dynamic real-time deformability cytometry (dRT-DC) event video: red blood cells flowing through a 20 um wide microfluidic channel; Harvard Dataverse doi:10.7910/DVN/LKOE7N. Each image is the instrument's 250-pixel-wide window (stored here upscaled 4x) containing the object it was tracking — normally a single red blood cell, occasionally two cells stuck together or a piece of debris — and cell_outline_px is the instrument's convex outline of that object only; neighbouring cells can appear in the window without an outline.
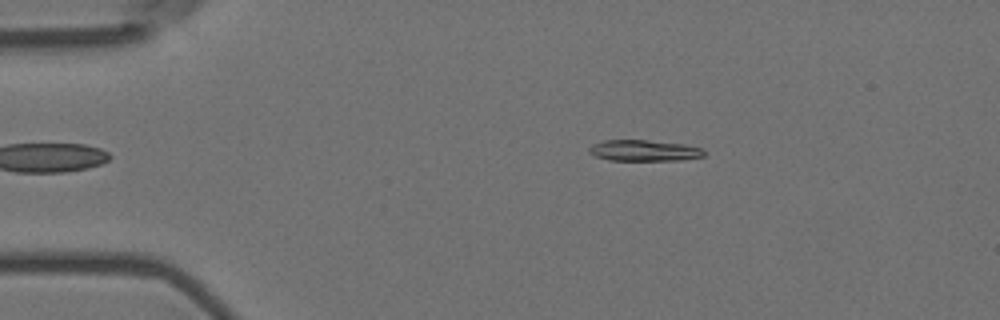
{"species": "Egyptian fruit bat (a non-hibernating species)", "species_latin": "Rousettus aegyptiacus", "temperature_condition": "room temperature", "stored_images_in_passage": 2, "camera_frame_rate_fps": 3000, "um_per_image_px": 0.085, "animal": {"sex": "female"}, "frame": {"image": 1, "passage_image": 1, "time_ms": 0.0, "image_size_px": [1000, 320], "cell_outline_px": [[704, 156], [680, 160], [608, 160], [596, 156], [588, 152], [588, 148], [592, 144], [604, 140], [648, 140], [684, 144], [700, 148], [704, 152]], "centroid_in_image_um": [54.7, 12.79], "position_along_channel_um": 30.3, "area_um2": 14.05}}